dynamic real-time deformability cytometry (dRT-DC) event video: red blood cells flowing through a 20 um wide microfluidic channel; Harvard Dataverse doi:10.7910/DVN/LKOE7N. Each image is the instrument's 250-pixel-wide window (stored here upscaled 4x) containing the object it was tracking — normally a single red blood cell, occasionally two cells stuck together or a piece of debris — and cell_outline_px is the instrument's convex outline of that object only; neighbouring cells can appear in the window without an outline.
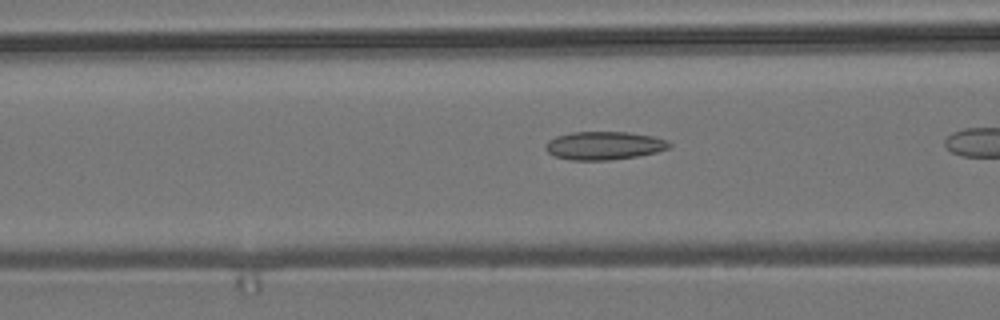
{"species": "common noctule bat (a hibernating species)", "species_latin": "Nyctalus noctula", "temperature_condition": "room temperature", "stored_images_in_passage": 20, "camera_frame_rate_fps": 3000, "um_per_image_px": 0.085, "animal": {"sex": "male", "body_mass_g": 19.2, "forearm_length_mm": 51.8}, "frame": {"image": 1, "passage_image": 15, "time_ms": 4.667, "image_size_px": [1000, 320], "cell_outline_px": [[672, 144], [668, 148], [656, 152], [636, 156], [608, 160], [572, 160], [552, 156], [544, 148], [544, 144], [548, 140], [556, 136], [572, 132], [628, 132], [652, 136], [668, 140]], "centroid_in_image_um": [51.3, 12.37], "position_along_channel_um": 115.3, "area_um2": 20.4}}